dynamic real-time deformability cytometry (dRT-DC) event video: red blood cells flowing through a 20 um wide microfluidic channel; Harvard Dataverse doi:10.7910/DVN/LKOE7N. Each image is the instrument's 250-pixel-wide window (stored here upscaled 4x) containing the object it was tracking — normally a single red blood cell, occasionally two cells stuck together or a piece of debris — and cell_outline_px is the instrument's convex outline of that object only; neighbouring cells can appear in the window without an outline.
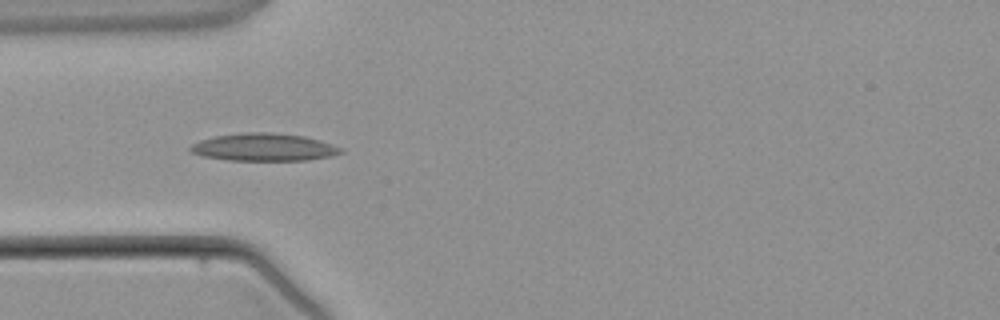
{"species": "common noctule bat (a hibernating species)", "species_latin": "Nyctalus noctula", "temperature_condition": "warm", "stored_images_in_passage": 4, "camera_frame_rate_fps": 3000, "um_per_image_px": 0.085, "animal": {"sex": "male", "body_mass_g": 21.5, "forearm_length_mm": 52.0}, "frame": {"image": 1, "passage_image": 4, "time_ms": 4.0, "image_size_px": [1000, 320], "cell_outline_px": [[344, 152], [332, 156], [304, 160], [228, 160], [204, 156], [192, 152], [188, 148], [192, 144], [200, 140], [212, 136], [244, 132], [268, 132], [304, 136], [320, 140], [344, 148]], "centroid_in_image_um": [22.44, 12.5], "position_along_channel_um": 62.6, "area_um2": 24.22}}